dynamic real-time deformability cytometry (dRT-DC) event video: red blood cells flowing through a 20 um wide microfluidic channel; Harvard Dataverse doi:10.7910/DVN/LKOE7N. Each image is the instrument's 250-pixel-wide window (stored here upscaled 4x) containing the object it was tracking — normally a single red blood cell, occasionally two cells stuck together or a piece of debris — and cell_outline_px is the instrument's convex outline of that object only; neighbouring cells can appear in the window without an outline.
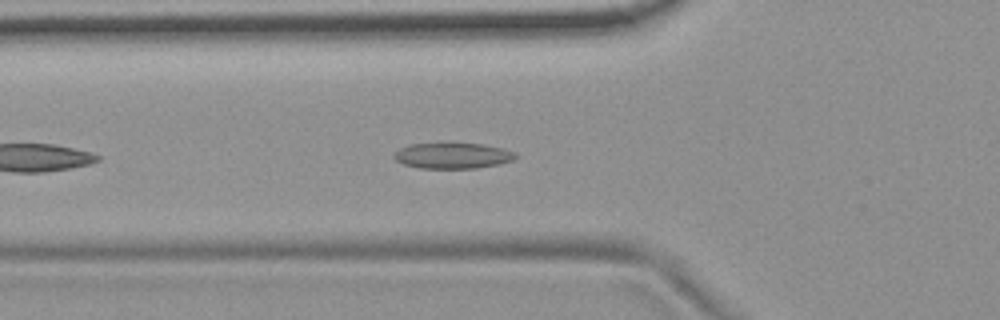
{"species": "common noctule bat (a hibernating species)", "species_latin": "Nyctalus noctula", "temperature_condition": "room temperature", "stored_images_in_passage": 14, "camera_frame_rate_fps": 3000, "um_per_image_px": 0.085, "animal": {"sex": "female", "body_mass_g": 19.9}, "frame": {"image": 1, "passage_image": 7, "time_ms": 2.0, "image_size_px": [1000, 320], "cell_outline_px": [[516, 156], [512, 160], [500, 164], [476, 168], [420, 168], [404, 164], [396, 160], [392, 156], [392, 152], [400, 148], [412, 144], [484, 144], [504, 148], [516, 152]], "centroid_in_image_um": [38.48, 13.24], "position_along_channel_um": 87.3, "area_um2": 18.15}}
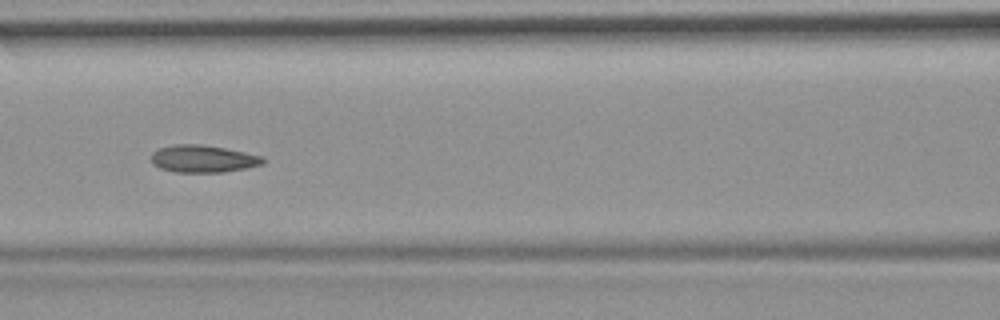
{"frame": {"image": 2, "passage_image": 12, "time_ms": 3.667, "image_size_px": [1000, 320], "cell_outline_px": [[264, 164], [224, 172], [176, 172], [160, 168], [152, 164], [152, 152], [160, 148], [176, 144], [200, 144], [224, 148], [264, 156]], "centroid_in_image_um": [17.26, 13.5], "position_along_channel_um": 149.3, "area_um2": 17.69}}